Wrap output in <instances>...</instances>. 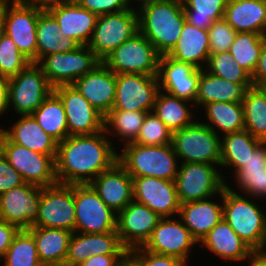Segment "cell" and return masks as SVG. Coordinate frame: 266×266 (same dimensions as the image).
<instances>
[{
	"instance_id": "cell-1",
	"label": "cell",
	"mask_w": 266,
	"mask_h": 266,
	"mask_svg": "<svg viewBox=\"0 0 266 266\" xmlns=\"http://www.w3.org/2000/svg\"><path fill=\"white\" fill-rule=\"evenodd\" d=\"M105 130L93 135L68 136L58 143L55 173L61 184H89L118 159Z\"/></svg>"
},
{
	"instance_id": "cell-2",
	"label": "cell",
	"mask_w": 266,
	"mask_h": 266,
	"mask_svg": "<svg viewBox=\"0 0 266 266\" xmlns=\"http://www.w3.org/2000/svg\"><path fill=\"white\" fill-rule=\"evenodd\" d=\"M136 6L139 31L160 56L168 55L177 44L186 22L182 0H146Z\"/></svg>"
},
{
	"instance_id": "cell-3",
	"label": "cell",
	"mask_w": 266,
	"mask_h": 266,
	"mask_svg": "<svg viewBox=\"0 0 266 266\" xmlns=\"http://www.w3.org/2000/svg\"><path fill=\"white\" fill-rule=\"evenodd\" d=\"M256 200L259 199L234 193L225 187L223 189V219L253 251H264L266 210Z\"/></svg>"
},
{
	"instance_id": "cell-4",
	"label": "cell",
	"mask_w": 266,
	"mask_h": 266,
	"mask_svg": "<svg viewBox=\"0 0 266 266\" xmlns=\"http://www.w3.org/2000/svg\"><path fill=\"white\" fill-rule=\"evenodd\" d=\"M122 148L118 151L117 161L132 178L147 176L175 181L180 162L172 144L144 146L129 143Z\"/></svg>"
},
{
	"instance_id": "cell-5",
	"label": "cell",
	"mask_w": 266,
	"mask_h": 266,
	"mask_svg": "<svg viewBox=\"0 0 266 266\" xmlns=\"http://www.w3.org/2000/svg\"><path fill=\"white\" fill-rule=\"evenodd\" d=\"M198 119L192 125L172 133L174 152L180 163L220 166L221 136Z\"/></svg>"
},
{
	"instance_id": "cell-6",
	"label": "cell",
	"mask_w": 266,
	"mask_h": 266,
	"mask_svg": "<svg viewBox=\"0 0 266 266\" xmlns=\"http://www.w3.org/2000/svg\"><path fill=\"white\" fill-rule=\"evenodd\" d=\"M7 80L6 113L11 108L17 116L31 115L53 91L42 67L35 62Z\"/></svg>"
},
{
	"instance_id": "cell-7",
	"label": "cell",
	"mask_w": 266,
	"mask_h": 266,
	"mask_svg": "<svg viewBox=\"0 0 266 266\" xmlns=\"http://www.w3.org/2000/svg\"><path fill=\"white\" fill-rule=\"evenodd\" d=\"M139 32L137 7L98 16L88 47L103 61L112 51Z\"/></svg>"
},
{
	"instance_id": "cell-8",
	"label": "cell",
	"mask_w": 266,
	"mask_h": 266,
	"mask_svg": "<svg viewBox=\"0 0 266 266\" xmlns=\"http://www.w3.org/2000/svg\"><path fill=\"white\" fill-rule=\"evenodd\" d=\"M222 172L220 166L212 164L180 163L175 178L180 204L213 196L220 198L228 182Z\"/></svg>"
},
{
	"instance_id": "cell-9",
	"label": "cell",
	"mask_w": 266,
	"mask_h": 266,
	"mask_svg": "<svg viewBox=\"0 0 266 266\" xmlns=\"http://www.w3.org/2000/svg\"><path fill=\"white\" fill-rule=\"evenodd\" d=\"M44 9L43 5L30 0L4 2L5 34L30 62L37 63L36 28L39 14Z\"/></svg>"
},
{
	"instance_id": "cell-10",
	"label": "cell",
	"mask_w": 266,
	"mask_h": 266,
	"mask_svg": "<svg viewBox=\"0 0 266 266\" xmlns=\"http://www.w3.org/2000/svg\"><path fill=\"white\" fill-rule=\"evenodd\" d=\"M0 151L25 183L46 187L58 183L55 173L56 155H45L11 142L3 133Z\"/></svg>"
},
{
	"instance_id": "cell-11",
	"label": "cell",
	"mask_w": 266,
	"mask_h": 266,
	"mask_svg": "<svg viewBox=\"0 0 266 266\" xmlns=\"http://www.w3.org/2000/svg\"><path fill=\"white\" fill-rule=\"evenodd\" d=\"M159 58L153 44L139 31L102 62L115 74L157 76Z\"/></svg>"
},
{
	"instance_id": "cell-12",
	"label": "cell",
	"mask_w": 266,
	"mask_h": 266,
	"mask_svg": "<svg viewBox=\"0 0 266 266\" xmlns=\"http://www.w3.org/2000/svg\"><path fill=\"white\" fill-rule=\"evenodd\" d=\"M75 228L77 233H107L117 228V214L90 184H74Z\"/></svg>"
},
{
	"instance_id": "cell-13",
	"label": "cell",
	"mask_w": 266,
	"mask_h": 266,
	"mask_svg": "<svg viewBox=\"0 0 266 266\" xmlns=\"http://www.w3.org/2000/svg\"><path fill=\"white\" fill-rule=\"evenodd\" d=\"M101 62L88 45H80L70 52L47 55L38 64L50 85L55 88L60 85H71Z\"/></svg>"
},
{
	"instance_id": "cell-14",
	"label": "cell",
	"mask_w": 266,
	"mask_h": 266,
	"mask_svg": "<svg viewBox=\"0 0 266 266\" xmlns=\"http://www.w3.org/2000/svg\"><path fill=\"white\" fill-rule=\"evenodd\" d=\"M32 227L69 230L75 228L74 184L42 187L38 216Z\"/></svg>"
},
{
	"instance_id": "cell-15",
	"label": "cell",
	"mask_w": 266,
	"mask_h": 266,
	"mask_svg": "<svg viewBox=\"0 0 266 266\" xmlns=\"http://www.w3.org/2000/svg\"><path fill=\"white\" fill-rule=\"evenodd\" d=\"M159 91L157 76L116 74L115 101L112 109L153 112Z\"/></svg>"
},
{
	"instance_id": "cell-16",
	"label": "cell",
	"mask_w": 266,
	"mask_h": 266,
	"mask_svg": "<svg viewBox=\"0 0 266 266\" xmlns=\"http://www.w3.org/2000/svg\"><path fill=\"white\" fill-rule=\"evenodd\" d=\"M199 246L189 229L178 217L161 218L143 248L149 252L174 256L188 265L191 250ZM190 255V256H189Z\"/></svg>"
},
{
	"instance_id": "cell-17",
	"label": "cell",
	"mask_w": 266,
	"mask_h": 266,
	"mask_svg": "<svg viewBox=\"0 0 266 266\" xmlns=\"http://www.w3.org/2000/svg\"><path fill=\"white\" fill-rule=\"evenodd\" d=\"M67 118L68 136L93 135L104 130V116L71 84L53 88Z\"/></svg>"
},
{
	"instance_id": "cell-18",
	"label": "cell",
	"mask_w": 266,
	"mask_h": 266,
	"mask_svg": "<svg viewBox=\"0 0 266 266\" xmlns=\"http://www.w3.org/2000/svg\"><path fill=\"white\" fill-rule=\"evenodd\" d=\"M134 201L146 205L161 218L178 217L180 201L175 181L155 177H133Z\"/></svg>"
},
{
	"instance_id": "cell-19",
	"label": "cell",
	"mask_w": 266,
	"mask_h": 266,
	"mask_svg": "<svg viewBox=\"0 0 266 266\" xmlns=\"http://www.w3.org/2000/svg\"><path fill=\"white\" fill-rule=\"evenodd\" d=\"M42 187L24 183L0 194V219L29 229L38 216Z\"/></svg>"
},
{
	"instance_id": "cell-20",
	"label": "cell",
	"mask_w": 266,
	"mask_h": 266,
	"mask_svg": "<svg viewBox=\"0 0 266 266\" xmlns=\"http://www.w3.org/2000/svg\"><path fill=\"white\" fill-rule=\"evenodd\" d=\"M161 217L146 205L131 201L117 214V233L127 249L143 247Z\"/></svg>"
},
{
	"instance_id": "cell-21",
	"label": "cell",
	"mask_w": 266,
	"mask_h": 266,
	"mask_svg": "<svg viewBox=\"0 0 266 266\" xmlns=\"http://www.w3.org/2000/svg\"><path fill=\"white\" fill-rule=\"evenodd\" d=\"M160 90L194 103L197 95L199 69L190 63L160 56L157 73Z\"/></svg>"
},
{
	"instance_id": "cell-22",
	"label": "cell",
	"mask_w": 266,
	"mask_h": 266,
	"mask_svg": "<svg viewBox=\"0 0 266 266\" xmlns=\"http://www.w3.org/2000/svg\"><path fill=\"white\" fill-rule=\"evenodd\" d=\"M44 8L56 19L64 37L74 39L79 45H88L98 16L79 6L74 0L53 2Z\"/></svg>"
},
{
	"instance_id": "cell-23",
	"label": "cell",
	"mask_w": 266,
	"mask_h": 266,
	"mask_svg": "<svg viewBox=\"0 0 266 266\" xmlns=\"http://www.w3.org/2000/svg\"><path fill=\"white\" fill-rule=\"evenodd\" d=\"M126 253L127 249L121 244L117 230L95 234L73 232L65 262L70 266H79L90 256Z\"/></svg>"
},
{
	"instance_id": "cell-24",
	"label": "cell",
	"mask_w": 266,
	"mask_h": 266,
	"mask_svg": "<svg viewBox=\"0 0 266 266\" xmlns=\"http://www.w3.org/2000/svg\"><path fill=\"white\" fill-rule=\"evenodd\" d=\"M72 85L103 116L113 108L116 92V74L103 62L75 80Z\"/></svg>"
},
{
	"instance_id": "cell-25",
	"label": "cell",
	"mask_w": 266,
	"mask_h": 266,
	"mask_svg": "<svg viewBox=\"0 0 266 266\" xmlns=\"http://www.w3.org/2000/svg\"><path fill=\"white\" fill-rule=\"evenodd\" d=\"M89 184L116 214L134 200L132 177L118 161Z\"/></svg>"
},
{
	"instance_id": "cell-26",
	"label": "cell",
	"mask_w": 266,
	"mask_h": 266,
	"mask_svg": "<svg viewBox=\"0 0 266 266\" xmlns=\"http://www.w3.org/2000/svg\"><path fill=\"white\" fill-rule=\"evenodd\" d=\"M213 197L181 204L178 217L198 243L223 219V191L220 200Z\"/></svg>"
},
{
	"instance_id": "cell-27",
	"label": "cell",
	"mask_w": 266,
	"mask_h": 266,
	"mask_svg": "<svg viewBox=\"0 0 266 266\" xmlns=\"http://www.w3.org/2000/svg\"><path fill=\"white\" fill-rule=\"evenodd\" d=\"M199 247L230 263L247 262L253 252L224 219L209 231Z\"/></svg>"
},
{
	"instance_id": "cell-28",
	"label": "cell",
	"mask_w": 266,
	"mask_h": 266,
	"mask_svg": "<svg viewBox=\"0 0 266 266\" xmlns=\"http://www.w3.org/2000/svg\"><path fill=\"white\" fill-rule=\"evenodd\" d=\"M252 87V83H232L209 73L206 69H199L197 95L193 109L199 107L203 110V107L211 102H242L246 91Z\"/></svg>"
},
{
	"instance_id": "cell-29",
	"label": "cell",
	"mask_w": 266,
	"mask_h": 266,
	"mask_svg": "<svg viewBox=\"0 0 266 266\" xmlns=\"http://www.w3.org/2000/svg\"><path fill=\"white\" fill-rule=\"evenodd\" d=\"M232 178L237 189L226 183L230 191L259 199L258 202L262 200L263 203V199L266 201V142L255 150L246 165L237 170Z\"/></svg>"
},
{
	"instance_id": "cell-30",
	"label": "cell",
	"mask_w": 266,
	"mask_h": 266,
	"mask_svg": "<svg viewBox=\"0 0 266 266\" xmlns=\"http://www.w3.org/2000/svg\"><path fill=\"white\" fill-rule=\"evenodd\" d=\"M2 133L13 143L45 155H56L58 142L48 135L32 115H20Z\"/></svg>"
},
{
	"instance_id": "cell-31",
	"label": "cell",
	"mask_w": 266,
	"mask_h": 266,
	"mask_svg": "<svg viewBox=\"0 0 266 266\" xmlns=\"http://www.w3.org/2000/svg\"><path fill=\"white\" fill-rule=\"evenodd\" d=\"M209 45L208 30L185 22L177 44L167 56L178 62L190 63L198 69H205L210 56Z\"/></svg>"
},
{
	"instance_id": "cell-32",
	"label": "cell",
	"mask_w": 266,
	"mask_h": 266,
	"mask_svg": "<svg viewBox=\"0 0 266 266\" xmlns=\"http://www.w3.org/2000/svg\"><path fill=\"white\" fill-rule=\"evenodd\" d=\"M224 19L237 33L266 36V0H228Z\"/></svg>"
},
{
	"instance_id": "cell-33",
	"label": "cell",
	"mask_w": 266,
	"mask_h": 266,
	"mask_svg": "<svg viewBox=\"0 0 266 266\" xmlns=\"http://www.w3.org/2000/svg\"><path fill=\"white\" fill-rule=\"evenodd\" d=\"M263 141L255 138L247 130L228 133L221 137L220 168L232 169V175L241 169Z\"/></svg>"
},
{
	"instance_id": "cell-34",
	"label": "cell",
	"mask_w": 266,
	"mask_h": 266,
	"mask_svg": "<svg viewBox=\"0 0 266 266\" xmlns=\"http://www.w3.org/2000/svg\"><path fill=\"white\" fill-rule=\"evenodd\" d=\"M37 63L53 53H65L80 46L71 37H64L56 19L44 9L38 17L36 28Z\"/></svg>"
},
{
	"instance_id": "cell-35",
	"label": "cell",
	"mask_w": 266,
	"mask_h": 266,
	"mask_svg": "<svg viewBox=\"0 0 266 266\" xmlns=\"http://www.w3.org/2000/svg\"><path fill=\"white\" fill-rule=\"evenodd\" d=\"M203 108L206 114L204 117L208 123L203 119L201 122L217 135L222 136L244 130L245 118L242 102H211Z\"/></svg>"
},
{
	"instance_id": "cell-36",
	"label": "cell",
	"mask_w": 266,
	"mask_h": 266,
	"mask_svg": "<svg viewBox=\"0 0 266 266\" xmlns=\"http://www.w3.org/2000/svg\"><path fill=\"white\" fill-rule=\"evenodd\" d=\"M194 103L159 91L153 112L172 131L192 125L199 117L194 116ZM192 107V108H191Z\"/></svg>"
},
{
	"instance_id": "cell-37",
	"label": "cell",
	"mask_w": 266,
	"mask_h": 266,
	"mask_svg": "<svg viewBox=\"0 0 266 266\" xmlns=\"http://www.w3.org/2000/svg\"><path fill=\"white\" fill-rule=\"evenodd\" d=\"M27 230L34 237L41 263L65 262L73 232L47 227H31Z\"/></svg>"
},
{
	"instance_id": "cell-38",
	"label": "cell",
	"mask_w": 266,
	"mask_h": 266,
	"mask_svg": "<svg viewBox=\"0 0 266 266\" xmlns=\"http://www.w3.org/2000/svg\"><path fill=\"white\" fill-rule=\"evenodd\" d=\"M31 115L39 126L58 143L68 137L64 105L54 91L49 94Z\"/></svg>"
},
{
	"instance_id": "cell-39",
	"label": "cell",
	"mask_w": 266,
	"mask_h": 266,
	"mask_svg": "<svg viewBox=\"0 0 266 266\" xmlns=\"http://www.w3.org/2000/svg\"><path fill=\"white\" fill-rule=\"evenodd\" d=\"M147 113L111 109L104 116V130L107 137L109 138L111 135L116 139L118 137L123 146L133 143L137 139Z\"/></svg>"
},
{
	"instance_id": "cell-40",
	"label": "cell",
	"mask_w": 266,
	"mask_h": 266,
	"mask_svg": "<svg viewBox=\"0 0 266 266\" xmlns=\"http://www.w3.org/2000/svg\"><path fill=\"white\" fill-rule=\"evenodd\" d=\"M244 109V129L255 138L266 142V94L258 87L245 93L242 101Z\"/></svg>"
},
{
	"instance_id": "cell-41",
	"label": "cell",
	"mask_w": 266,
	"mask_h": 266,
	"mask_svg": "<svg viewBox=\"0 0 266 266\" xmlns=\"http://www.w3.org/2000/svg\"><path fill=\"white\" fill-rule=\"evenodd\" d=\"M228 0H182L186 22L208 30L214 21L224 18Z\"/></svg>"
},
{
	"instance_id": "cell-42",
	"label": "cell",
	"mask_w": 266,
	"mask_h": 266,
	"mask_svg": "<svg viewBox=\"0 0 266 266\" xmlns=\"http://www.w3.org/2000/svg\"><path fill=\"white\" fill-rule=\"evenodd\" d=\"M266 36L258 33L239 32L229 48L233 59L252 77Z\"/></svg>"
},
{
	"instance_id": "cell-43",
	"label": "cell",
	"mask_w": 266,
	"mask_h": 266,
	"mask_svg": "<svg viewBox=\"0 0 266 266\" xmlns=\"http://www.w3.org/2000/svg\"><path fill=\"white\" fill-rule=\"evenodd\" d=\"M0 264L1 266H40L34 237L27 229L18 231L7 252L0 258Z\"/></svg>"
},
{
	"instance_id": "cell-44",
	"label": "cell",
	"mask_w": 266,
	"mask_h": 266,
	"mask_svg": "<svg viewBox=\"0 0 266 266\" xmlns=\"http://www.w3.org/2000/svg\"><path fill=\"white\" fill-rule=\"evenodd\" d=\"M205 69L232 83H252L251 76L233 59L229 51L210 54Z\"/></svg>"
},
{
	"instance_id": "cell-45",
	"label": "cell",
	"mask_w": 266,
	"mask_h": 266,
	"mask_svg": "<svg viewBox=\"0 0 266 266\" xmlns=\"http://www.w3.org/2000/svg\"><path fill=\"white\" fill-rule=\"evenodd\" d=\"M172 133L154 112H148L133 143L144 146L169 145L172 143Z\"/></svg>"
},
{
	"instance_id": "cell-46",
	"label": "cell",
	"mask_w": 266,
	"mask_h": 266,
	"mask_svg": "<svg viewBox=\"0 0 266 266\" xmlns=\"http://www.w3.org/2000/svg\"><path fill=\"white\" fill-rule=\"evenodd\" d=\"M29 63L30 61L18 50L15 42L5 34L0 40V77L9 79Z\"/></svg>"
},
{
	"instance_id": "cell-47",
	"label": "cell",
	"mask_w": 266,
	"mask_h": 266,
	"mask_svg": "<svg viewBox=\"0 0 266 266\" xmlns=\"http://www.w3.org/2000/svg\"><path fill=\"white\" fill-rule=\"evenodd\" d=\"M208 32L210 54L228 51L237 34L224 18L214 21Z\"/></svg>"
},
{
	"instance_id": "cell-48",
	"label": "cell",
	"mask_w": 266,
	"mask_h": 266,
	"mask_svg": "<svg viewBox=\"0 0 266 266\" xmlns=\"http://www.w3.org/2000/svg\"><path fill=\"white\" fill-rule=\"evenodd\" d=\"M127 254L134 266H190L177 257L149 252L143 247L127 250Z\"/></svg>"
},
{
	"instance_id": "cell-49",
	"label": "cell",
	"mask_w": 266,
	"mask_h": 266,
	"mask_svg": "<svg viewBox=\"0 0 266 266\" xmlns=\"http://www.w3.org/2000/svg\"><path fill=\"white\" fill-rule=\"evenodd\" d=\"M79 6L86 8L97 16L120 12L131 4L127 0H74Z\"/></svg>"
},
{
	"instance_id": "cell-50",
	"label": "cell",
	"mask_w": 266,
	"mask_h": 266,
	"mask_svg": "<svg viewBox=\"0 0 266 266\" xmlns=\"http://www.w3.org/2000/svg\"><path fill=\"white\" fill-rule=\"evenodd\" d=\"M24 183L22 176L10 165L0 151V194Z\"/></svg>"
},
{
	"instance_id": "cell-51",
	"label": "cell",
	"mask_w": 266,
	"mask_h": 266,
	"mask_svg": "<svg viewBox=\"0 0 266 266\" xmlns=\"http://www.w3.org/2000/svg\"><path fill=\"white\" fill-rule=\"evenodd\" d=\"M20 229L0 219V258L7 252Z\"/></svg>"
},
{
	"instance_id": "cell-52",
	"label": "cell",
	"mask_w": 266,
	"mask_h": 266,
	"mask_svg": "<svg viewBox=\"0 0 266 266\" xmlns=\"http://www.w3.org/2000/svg\"><path fill=\"white\" fill-rule=\"evenodd\" d=\"M253 87L266 86V42L263 44L257 66L251 77Z\"/></svg>"
},
{
	"instance_id": "cell-53",
	"label": "cell",
	"mask_w": 266,
	"mask_h": 266,
	"mask_svg": "<svg viewBox=\"0 0 266 266\" xmlns=\"http://www.w3.org/2000/svg\"><path fill=\"white\" fill-rule=\"evenodd\" d=\"M124 255H96L90 256L79 266H115Z\"/></svg>"
},
{
	"instance_id": "cell-54",
	"label": "cell",
	"mask_w": 266,
	"mask_h": 266,
	"mask_svg": "<svg viewBox=\"0 0 266 266\" xmlns=\"http://www.w3.org/2000/svg\"><path fill=\"white\" fill-rule=\"evenodd\" d=\"M8 80L0 77V118L6 113Z\"/></svg>"
},
{
	"instance_id": "cell-55",
	"label": "cell",
	"mask_w": 266,
	"mask_h": 266,
	"mask_svg": "<svg viewBox=\"0 0 266 266\" xmlns=\"http://www.w3.org/2000/svg\"><path fill=\"white\" fill-rule=\"evenodd\" d=\"M246 264L248 266H266V252L253 251Z\"/></svg>"
},
{
	"instance_id": "cell-56",
	"label": "cell",
	"mask_w": 266,
	"mask_h": 266,
	"mask_svg": "<svg viewBox=\"0 0 266 266\" xmlns=\"http://www.w3.org/2000/svg\"><path fill=\"white\" fill-rule=\"evenodd\" d=\"M5 35L4 2L0 1V40Z\"/></svg>"
},
{
	"instance_id": "cell-57",
	"label": "cell",
	"mask_w": 266,
	"mask_h": 266,
	"mask_svg": "<svg viewBox=\"0 0 266 266\" xmlns=\"http://www.w3.org/2000/svg\"><path fill=\"white\" fill-rule=\"evenodd\" d=\"M115 266H134L133 259L126 253Z\"/></svg>"
},
{
	"instance_id": "cell-58",
	"label": "cell",
	"mask_w": 266,
	"mask_h": 266,
	"mask_svg": "<svg viewBox=\"0 0 266 266\" xmlns=\"http://www.w3.org/2000/svg\"><path fill=\"white\" fill-rule=\"evenodd\" d=\"M31 2L37 3L39 5L46 6L47 4L53 2H63V1H73V0H30Z\"/></svg>"
},
{
	"instance_id": "cell-59",
	"label": "cell",
	"mask_w": 266,
	"mask_h": 266,
	"mask_svg": "<svg viewBox=\"0 0 266 266\" xmlns=\"http://www.w3.org/2000/svg\"><path fill=\"white\" fill-rule=\"evenodd\" d=\"M40 266H70L66 262L41 263Z\"/></svg>"
},
{
	"instance_id": "cell-60",
	"label": "cell",
	"mask_w": 266,
	"mask_h": 266,
	"mask_svg": "<svg viewBox=\"0 0 266 266\" xmlns=\"http://www.w3.org/2000/svg\"><path fill=\"white\" fill-rule=\"evenodd\" d=\"M131 5L134 4L135 5H138L139 3L143 2V1H146V0H127ZM134 2V3H133ZM137 2V3H136ZM133 3V4H132ZM136 3V4H135Z\"/></svg>"
},
{
	"instance_id": "cell-61",
	"label": "cell",
	"mask_w": 266,
	"mask_h": 266,
	"mask_svg": "<svg viewBox=\"0 0 266 266\" xmlns=\"http://www.w3.org/2000/svg\"><path fill=\"white\" fill-rule=\"evenodd\" d=\"M2 2H15V1H19V0H0Z\"/></svg>"
},
{
	"instance_id": "cell-62",
	"label": "cell",
	"mask_w": 266,
	"mask_h": 266,
	"mask_svg": "<svg viewBox=\"0 0 266 266\" xmlns=\"http://www.w3.org/2000/svg\"><path fill=\"white\" fill-rule=\"evenodd\" d=\"M266 94V86L260 88Z\"/></svg>"
},
{
	"instance_id": "cell-63",
	"label": "cell",
	"mask_w": 266,
	"mask_h": 266,
	"mask_svg": "<svg viewBox=\"0 0 266 266\" xmlns=\"http://www.w3.org/2000/svg\"><path fill=\"white\" fill-rule=\"evenodd\" d=\"M2 127H3V125L0 128V138H1V135H2V129H3Z\"/></svg>"
}]
</instances>
